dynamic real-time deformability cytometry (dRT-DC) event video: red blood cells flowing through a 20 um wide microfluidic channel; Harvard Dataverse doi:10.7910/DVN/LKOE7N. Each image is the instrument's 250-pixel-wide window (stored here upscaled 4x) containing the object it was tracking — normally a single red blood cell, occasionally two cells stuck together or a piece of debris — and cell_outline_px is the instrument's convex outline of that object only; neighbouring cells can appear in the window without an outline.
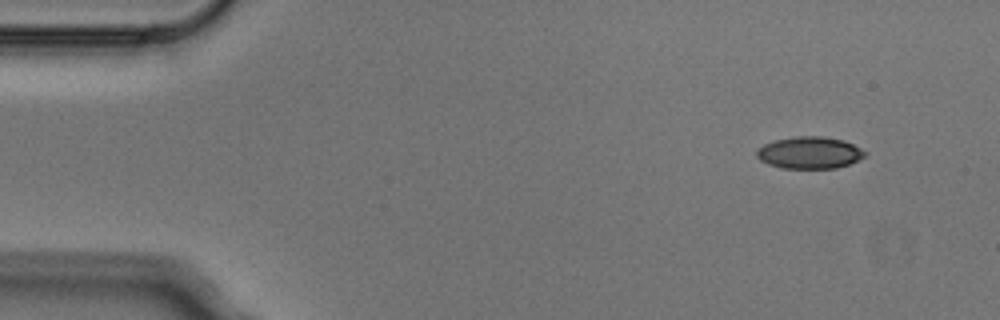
{"species": "Egyptian fruit bat (a non-hibernating species)", "species_latin": "Rousettus aegyptiacus", "temperature_condition": "cold", "stored_images_in_passage": 4, "camera_frame_rate_fps": 3000, "um_per_image_px": 0.085, "animal": {"sex": "male"}, "frame": {"image": 1, "passage_image": 1, "time_ms": 0.0, "image_size_px": [1000, 320], "cell_outline_px": [[868, 152], [864, 156], [848, 164], [836, 168], [780, 168], [768, 164], [760, 160], [756, 156], [756, 148], [764, 144], [776, 140], [796, 136], [824, 136], [844, 140]], "centroid_in_image_um": [68.78, 12.97], "position_along_channel_um": 16.2, "area_um2": 20.17}}
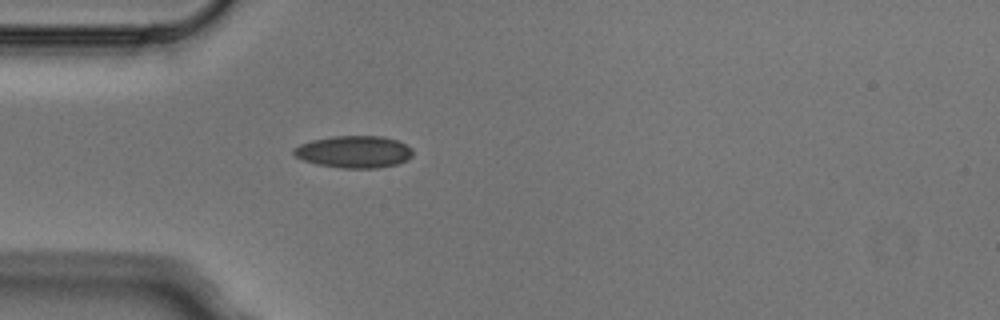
{"frame": {"image": 2, "passage_image": 4, "time_ms": 1.0, "image_size_px": [1000, 320], "cell_outline_px": [[412, 156], [408, 160], [396, 164], [376, 168], [344, 168], [316, 164], [304, 160], [296, 156], [292, 152], [292, 148], [300, 144], [312, 140], [332, 136], [384, 136], [396, 140], [412, 148]], "centroid_in_image_um": [30.08, 12.9], "position_along_channel_um": 54.9, "area_um2": 22.25}}